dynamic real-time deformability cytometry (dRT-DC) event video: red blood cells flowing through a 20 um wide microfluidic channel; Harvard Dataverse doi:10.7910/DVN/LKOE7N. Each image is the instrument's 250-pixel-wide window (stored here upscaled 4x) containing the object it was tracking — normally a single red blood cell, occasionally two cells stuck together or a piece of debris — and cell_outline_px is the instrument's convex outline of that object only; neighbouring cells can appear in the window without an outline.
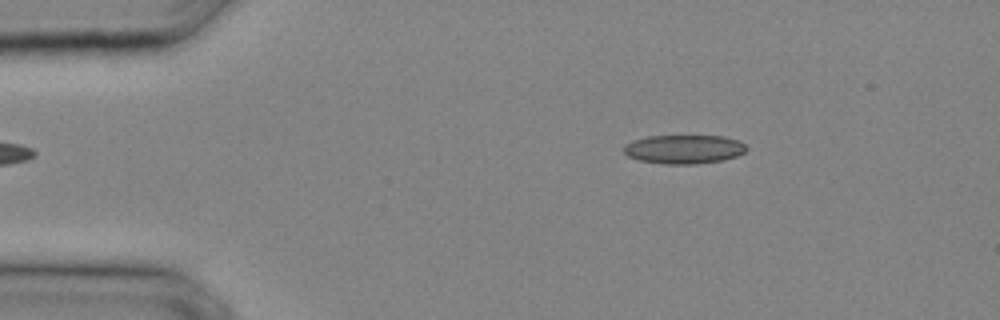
{"species": "common noctule bat (a hibernating species)", "species_latin": "Nyctalus noctula", "temperature_condition": "cold", "stored_images_in_passage": 17, "camera_frame_rate_fps": 3000, "um_per_image_px": 0.085, "animal": {"sex": "male", "body_mass_g": 20.4}, "frame": {"image": 1, "passage_image": 1, "time_ms": 0.0, "image_size_px": [1000, 320], "cell_outline_px": [[748, 148], [744, 152], [736, 156], [720, 160], [696, 164], [664, 164], [640, 160], [628, 156], [624, 152], [624, 144], [632, 140], [648, 136], [724, 136], [740, 140]], "centroid_in_image_um": [58.13, 12.67], "position_along_channel_um": 26.9, "area_um2": 20.63}}
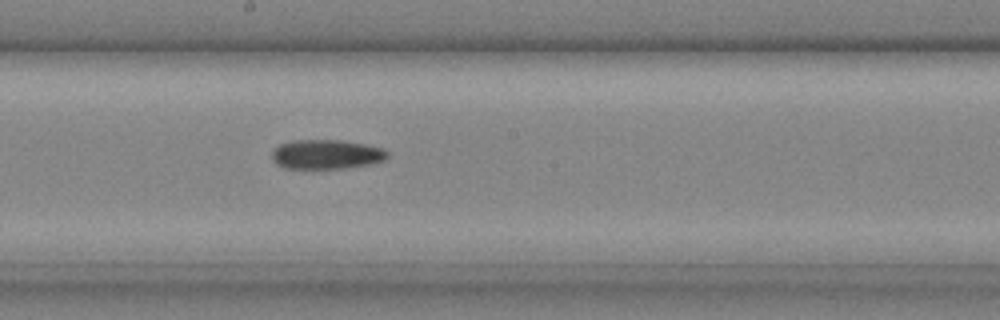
{"frame": {"image": 2, "passage_image": 13, "time_ms": 4.0, "image_size_px": [1000, 320], "cell_outline_px": [[388, 156], [384, 160], [376, 164], [348, 168], [284, 168], [276, 164], [272, 160], [272, 152], [280, 144], [296, 140], [340, 140], [364, 144], [384, 148], [388, 152]], "centroid_in_image_um": [27.79, 13.13], "position_along_channel_um": 220.4, "area_um2": 19.94}}
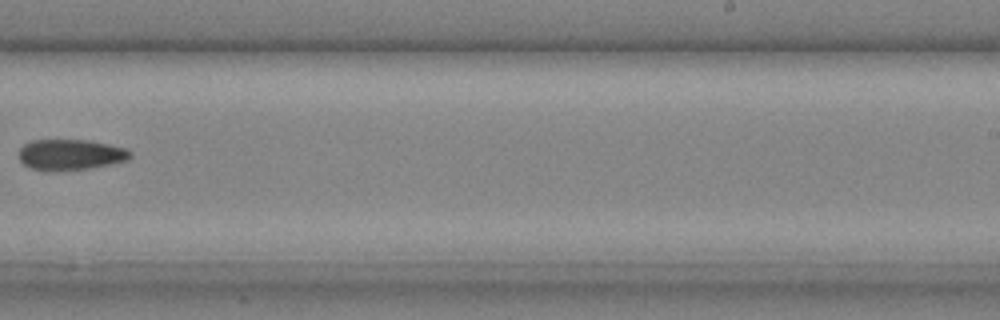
{"frame": {"image": 3, "passage_image": 16, "time_ms": 5.0, "image_size_px": [1000, 320], "cell_outline_px": [[132, 156], [128, 160], [112, 164], [88, 168], [32, 168], [24, 164], [20, 160], [20, 148], [24, 144], [32, 140], [88, 140], [128, 148], [132, 152]], "centroid_in_image_um": [6.08, 13.1], "position_along_channel_um": 282.9, "area_um2": 19.31}}